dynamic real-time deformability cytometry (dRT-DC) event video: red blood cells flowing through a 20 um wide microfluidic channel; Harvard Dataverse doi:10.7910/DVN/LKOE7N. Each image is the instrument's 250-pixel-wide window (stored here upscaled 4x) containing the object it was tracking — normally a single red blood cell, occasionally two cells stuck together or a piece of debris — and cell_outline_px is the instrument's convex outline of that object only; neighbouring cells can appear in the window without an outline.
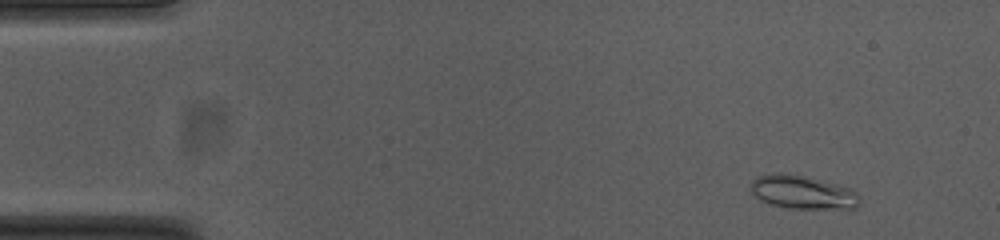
{"species": "common noctule bat (a hibernating species)", "species_latin": "Nyctalus noctula", "temperature_condition": "cold", "stored_images_in_passage": 50, "camera_frame_rate_fps": 3000, "um_per_image_px": 0.085, "animal": {"sex": "female", "body_mass_g": 23.0, "forearm_length_mm": 53.4}, "frame": {"image": 1, "passage_image": 1, "time_ms": 0.0, "image_size_px": [1000, 240], "cell_outline_px": [[860, 204], [856, 208], [788, 208], [772, 204], [760, 200], [752, 192], [752, 180], [756, 176], [772, 172], [788, 172], [852, 188], [856, 192], [860, 200]], "centroid_in_image_um": [68.22, 16.32], "position_along_channel_um": 16.8, "area_um2": 21.27}}
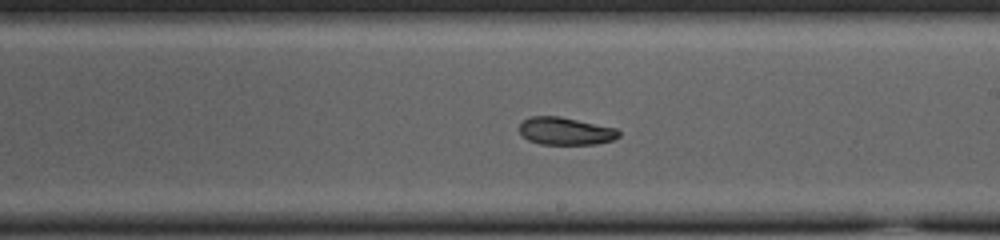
{"frame": {"image": 2, "passage_image": 27, "time_ms": 8.667, "image_size_px": [1000, 240], "cell_outline_px": [[620, 136], [612, 140], [596, 144], [540, 144], [528, 140], [520, 132], [520, 124], [524, 120], [532, 116], [560, 116], [616, 128], [620, 132]], "centroid_in_image_um": [48.08, 11.14], "position_along_channel_um": 240.9, "area_um2": 15.9}}
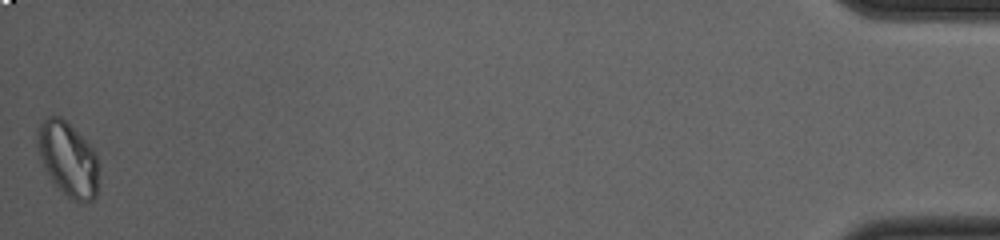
{"frame": {"image": 3, "passage_image": 50, "time_ms": 16.333, "image_size_px": [1000, 240], "cell_outline_px": [[96, 196], [92, 200], [80, 204], [68, 196], [52, 180], [40, 156], [36, 140], [40, 124], [48, 116], [60, 116], [96, 152]], "centroid_in_image_um": [5.77, 13.52], "position_along_channel_um": 429.4, "area_um2": 25.49}, "authors_computed_cell_mechanics": {"area_um2": 17.8602, "velocity_mm_per_s": 3.7297, "shape_relaxation_time_tau1_ms": 10.1, "shape_relaxation_time_tau2_ms": 4.7689, "deformation_change_tau1": 0.1618, "deformation_change_tau2": 0.0898}}